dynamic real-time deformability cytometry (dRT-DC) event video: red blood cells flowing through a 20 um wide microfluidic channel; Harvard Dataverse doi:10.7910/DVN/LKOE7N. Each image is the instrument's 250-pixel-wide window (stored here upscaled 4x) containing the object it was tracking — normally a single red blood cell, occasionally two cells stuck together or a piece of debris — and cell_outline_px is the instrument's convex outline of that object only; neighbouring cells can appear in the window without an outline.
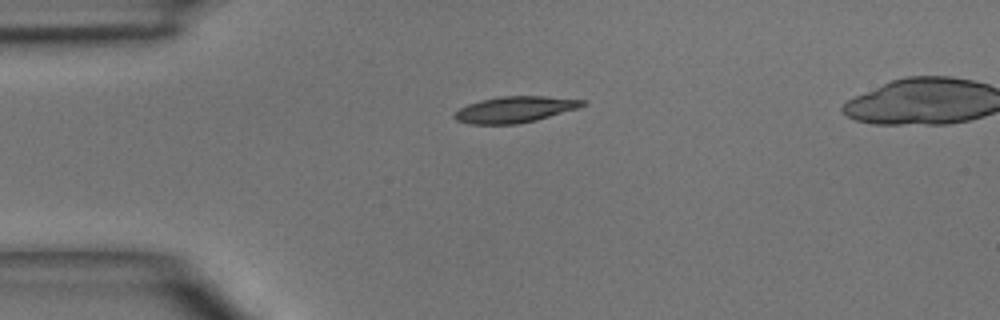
{"species": "common noctule bat (a hibernating species)", "species_latin": "Nyctalus noctula", "temperature_condition": "room temperature", "stored_images_in_passage": 4, "camera_frame_rate_fps": 3000, "um_per_image_px": 0.085, "animal": {"sex": "male", "body_mass_g": 15.6}, "frame": {"image": 1, "passage_image": 1, "time_ms": 0.0, "image_size_px": [1000, 320], "cell_outline_px": [[588, 104], [576, 108], [536, 120], [516, 124], [472, 124], [456, 120], [452, 116], [460, 108], [468, 104], [480, 100], [500, 96], [544, 96], [588, 100]], "centroid_in_image_um": [43.77, 9.3], "position_along_channel_um": 41.2, "area_um2": 19.42}}
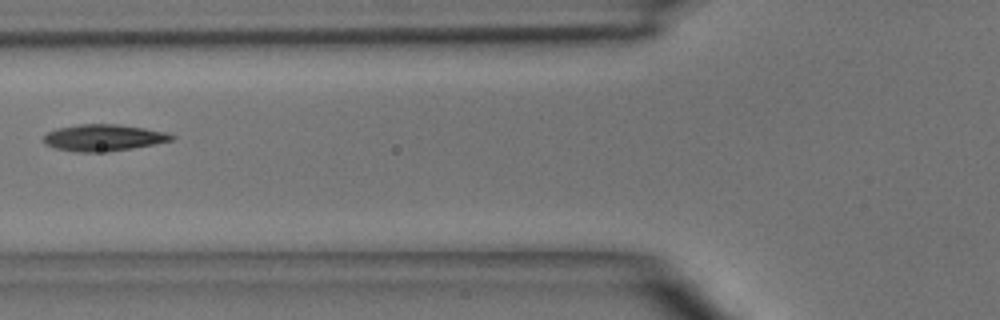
{"frame": {"image": 2, "passage_image": 3, "time_ms": 2.333, "image_size_px": [1000, 320], "cell_outline_px": [[176, 136], [172, 140], [132, 148], [108, 152], [76, 152], [56, 148], [44, 144], [44, 136], [48, 132], [56, 128], [76, 124], [116, 124], [144, 128], [164, 132]], "centroid_in_image_um": [8.75, 11.7], "position_along_channel_um": 117.0, "area_um2": 19.77}}